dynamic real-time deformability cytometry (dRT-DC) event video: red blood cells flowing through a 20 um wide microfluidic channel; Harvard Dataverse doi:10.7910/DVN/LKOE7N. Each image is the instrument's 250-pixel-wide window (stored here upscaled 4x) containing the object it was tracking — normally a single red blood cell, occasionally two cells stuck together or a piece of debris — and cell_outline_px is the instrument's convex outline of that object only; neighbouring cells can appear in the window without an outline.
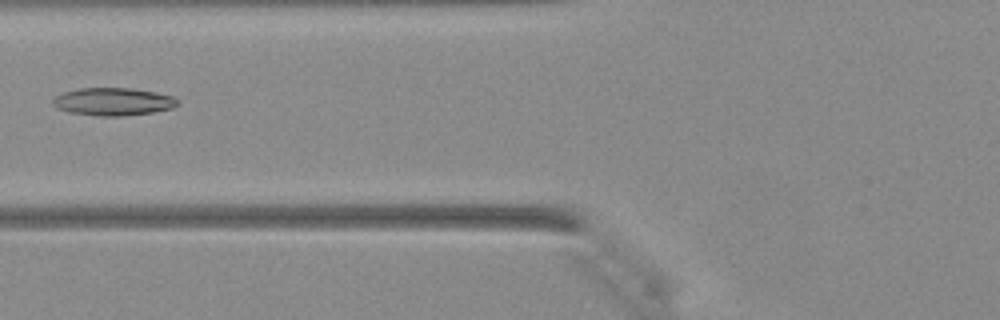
{"species": "Egyptian fruit bat (a non-hibernating species)", "species_latin": "Rousettus aegyptiacus", "temperature_condition": "warm", "stored_images_in_passage": 32, "camera_frame_rate_fps": 3000, "um_per_image_px": 0.085, "animal": {"sex": "female"}, "frame": {"image": 1, "passage_image": 7, "time_ms": 2.0, "image_size_px": [1000, 320], "cell_outline_px": [[180, 104], [172, 108], [152, 112], [120, 116], [100, 116], [68, 112], [56, 108], [52, 104], [52, 100], [56, 96], [64, 92], [80, 88], [132, 88], [156, 92], [172, 96], [180, 100]], "centroid_in_image_um": [9.63, 8.64], "position_along_channel_um": 116.2, "area_um2": 20.23}}
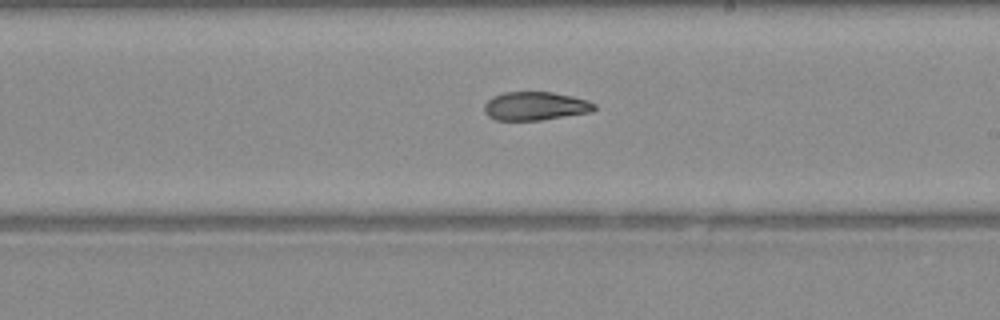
{"frame": {"image": 2, "passage_image": 15, "time_ms": 4.667, "image_size_px": [1000, 320], "cell_outline_px": [[596, 108], [592, 112], [540, 120], [496, 120], [488, 116], [484, 112], [484, 104], [492, 96], [504, 92], [552, 92], [572, 96], [588, 100], [596, 104]], "centroid_in_image_um": [45.5, 9.01], "position_along_channel_um": 243.5, "area_um2": 18.38}}
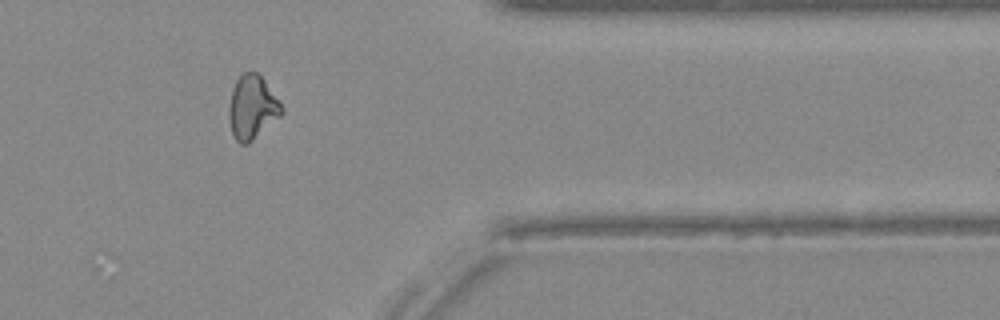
{"frame": {"image": 3, "passage_image": 25, "time_ms": 8.0, "image_size_px": [1000, 320], "cell_outline_px": [[284, 112], [280, 116], [248, 144], [240, 144], [236, 140], [232, 132], [228, 120], [228, 104], [232, 88], [236, 80], [244, 72], [256, 72], [264, 80], [284, 108]], "centroid_in_image_um": [21.41, 9.13], "position_along_channel_um": 390.0, "area_um2": 19.54}}